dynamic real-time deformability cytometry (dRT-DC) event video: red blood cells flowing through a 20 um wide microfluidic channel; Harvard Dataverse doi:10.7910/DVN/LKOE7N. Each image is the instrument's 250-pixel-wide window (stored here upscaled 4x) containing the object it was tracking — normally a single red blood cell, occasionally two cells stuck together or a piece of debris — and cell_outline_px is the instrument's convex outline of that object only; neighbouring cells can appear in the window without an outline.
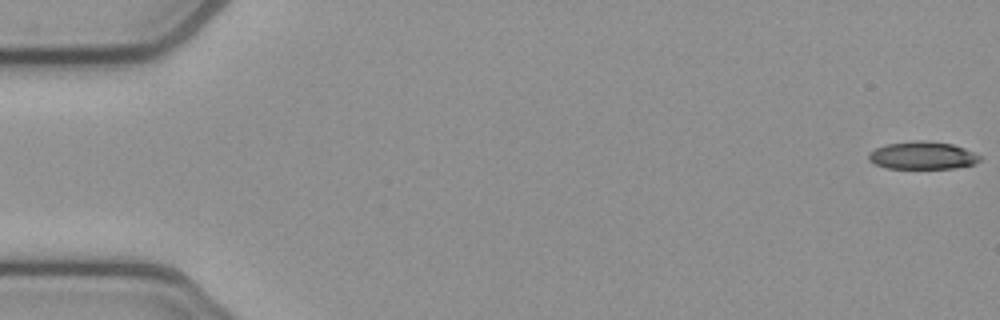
{"species": "common noctule bat (a hibernating species)", "species_latin": "Nyctalus noctula", "temperature_condition": "cold", "stored_images_in_passage": 5, "camera_frame_rate_fps": 3000, "um_per_image_px": 0.085, "animal": {"sex": "female", "body_mass_g": 21.9}, "frame": {"image": 1, "passage_image": 1, "time_ms": 0.0, "image_size_px": [1000, 320], "cell_outline_px": [[980, 160], [972, 164], [956, 168], [888, 168], [872, 164], [868, 160], [868, 152], [876, 148], [888, 144], [916, 140], [920, 140], [952, 144], [964, 148], [980, 156]], "centroid_in_image_um": [78.36, 13.22], "position_along_channel_um": 6.6, "area_um2": 17.8}}
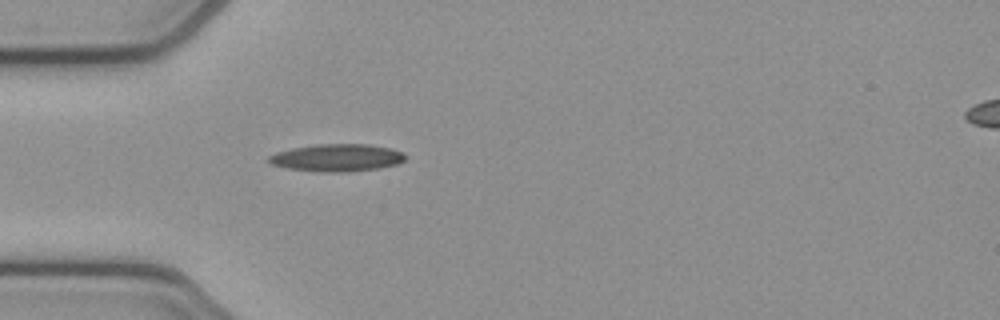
{"frame": {"image": 2, "passage_image": 5, "time_ms": 1.333, "image_size_px": [1000, 320], "cell_outline_px": [[404, 160], [396, 164], [380, 168], [348, 172], [320, 172], [288, 168], [272, 164], [268, 160], [268, 156], [276, 152], [292, 148], [316, 144], [368, 144], [392, 148], [404, 152]], "centroid_in_image_um": [28.65, 13.4], "position_along_channel_um": 56.3, "area_um2": 21.85}}